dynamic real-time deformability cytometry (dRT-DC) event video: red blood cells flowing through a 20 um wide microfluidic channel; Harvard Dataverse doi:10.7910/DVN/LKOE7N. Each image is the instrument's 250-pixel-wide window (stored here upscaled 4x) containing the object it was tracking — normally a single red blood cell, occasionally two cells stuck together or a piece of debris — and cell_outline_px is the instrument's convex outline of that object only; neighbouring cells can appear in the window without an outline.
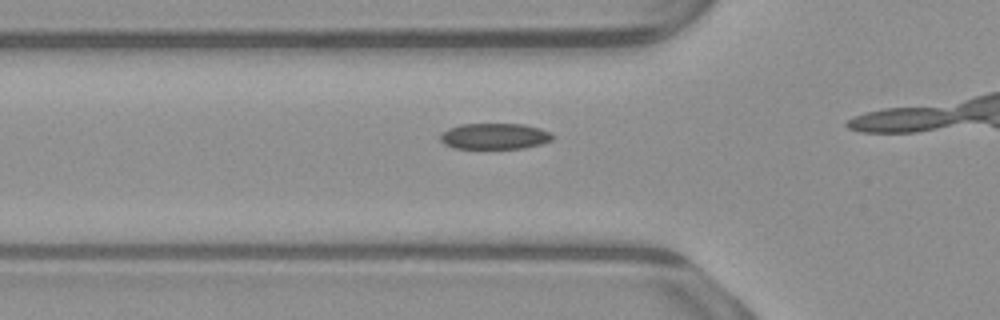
{"species": "common noctule bat (a hibernating species)", "species_latin": "Nyctalus noctula", "temperature_condition": "warm", "stored_images_in_passage": 16, "camera_frame_rate_fps": 3000, "um_per_image_px": 0.085, "animal": {"sex": "male", "body_mass_g": 23.1, "forearm_length_mm": 52.7}, "frame": {"image": 1, "passage_image": 12, "time_ms": 3.667, "image_size_px": [1000, 320], "cell_outline_px": [[556, 136], [552, 140], [540, 144], [524, 148], [456, 148], [444, 144], [440, 140], [440, 136], [448, 128], [460, 124], [524, 124], [540, 128], [552, 132]], "centroid_in_image_um": [42.09, 11.57], "position_along_channel_um": 83.7, "area_um2": 17.05}}